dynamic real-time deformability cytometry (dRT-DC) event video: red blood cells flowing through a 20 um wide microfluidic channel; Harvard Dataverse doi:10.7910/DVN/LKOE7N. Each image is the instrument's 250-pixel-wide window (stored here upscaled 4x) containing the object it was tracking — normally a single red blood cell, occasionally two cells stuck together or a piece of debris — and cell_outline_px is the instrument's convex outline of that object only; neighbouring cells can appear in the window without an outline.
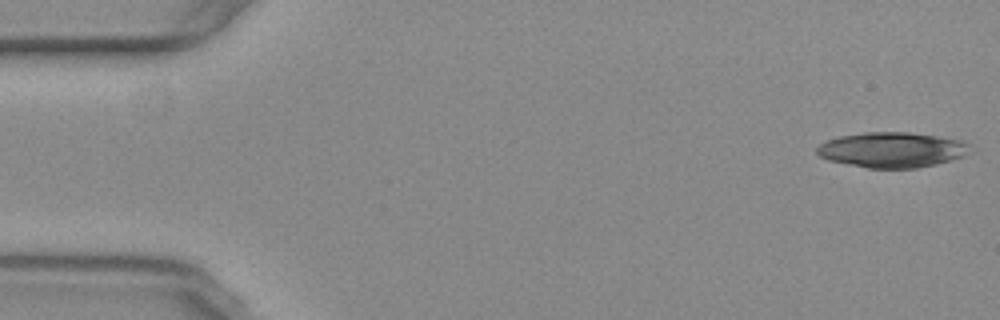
{"species": "common noctule bat (a hibernating species)", "species_latin": "Nyctalus noctula", "temperature_condition": "warm", "stored_images_in_passage": 23, "camera_frame_rate_fps": 3000, "um_per_image_px": 0.085, "animal": {"sex": "female", "body_mass_g": 29.2, "forearm_length_mm": 56.3}, "frame": {"image": 1, "passage_image": 1, "time_ms": 0.0, "image_size_px": [1000, 320], "cell_outline_px": [[968, 144], [964, 156], [936, 164], [916, 168], [868, 168], [828, 160], [820, 156], [816, 152], [816, 148], [820, 144], [828, 140], [840, 136], [864, 132], [908, 132], [936, 136], [960, 140]], "centroid_in_image_um": [75.77, 12.73], "position_along_channel_um": 9.2, "area_um2": 31.1}}
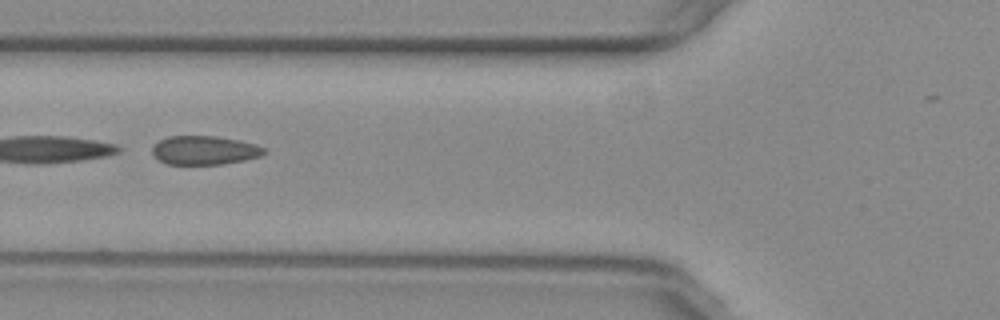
{"frame": {"image": 2, "passage_image": 20, "time_ms": 6.333, "image_size_px": [1000, 320], "cell_outline_px": [[268, 152], [260, 156], [244, 160], [224, 164], [168, 164], [160, 160], [152, 152], [152, 144], [168, 136], [216, 136], [240, 140], [256, 144], [268, 148]], "centroid_in_image_um": [17.43, 12.76], "position_along_channel_um": 108.4, "area_um2": 18.96}}